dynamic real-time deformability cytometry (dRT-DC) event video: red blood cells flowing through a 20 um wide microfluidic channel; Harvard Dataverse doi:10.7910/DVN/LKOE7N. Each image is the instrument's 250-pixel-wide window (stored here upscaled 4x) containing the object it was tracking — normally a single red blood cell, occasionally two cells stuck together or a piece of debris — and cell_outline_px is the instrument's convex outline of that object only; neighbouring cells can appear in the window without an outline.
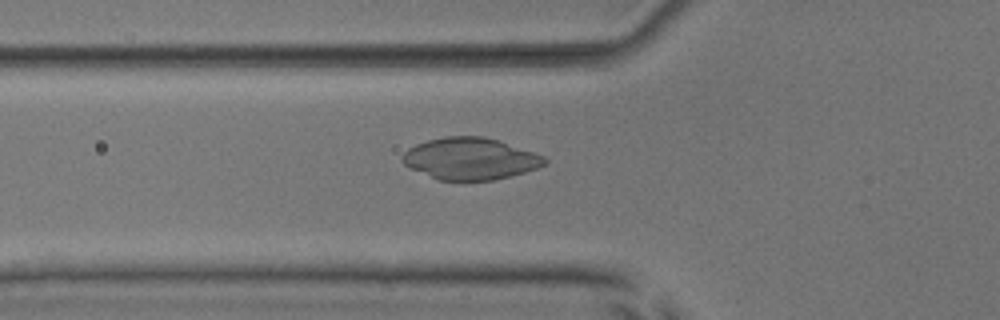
{"species": "common noctule bat (a hibernating species)", "species_latin": "Nyctalus noctula", "temperature_condition": "room temperature", "stored_images_in_passage": 32, "camera_frame_rate_fps": 3000, "um_per_image_px": 0.085, "animal": {"sex": "male", "body_mass_g": 17.9, "forearm_length_mm": 54.2}, "frame": {"image": 1, "passage_image": 2, "time_ms": 0.333, "image_size_px": [1000, 320], "cell_outline_px": [[548, 160], [544, 164], [536, 168], [512, 176], [492, 180], [464, 184], [440, 180], [412, 168], [404, 164], [400, 160], [400, 156], [408, 148], [416, 144], [428, 140], [444, 136], [484, 136], [544, 156]], "centroid_in_image_um": [39.93, 13.52], "position_along_channel_um": 85.9, "area_um2": 35.03}}
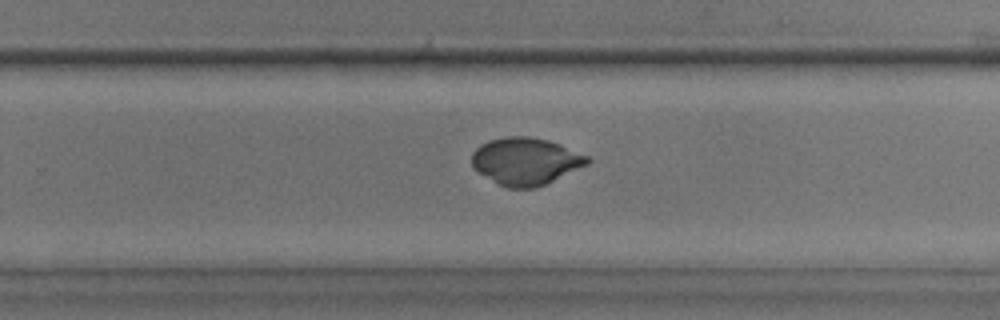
{"frame": {"image": 2, "passage_image": 17, "time_ms": 5.333, "image_size_px": [1000, 320], "cell_outline_px": [[592, 160], [588, 164], [536, 188], [508, 188], [476, 172], [472, 168], [472, 152], [480, 144], [488, 140], [508, 136], [528, 136], [548, 140], [560, 144], [588, 156]], "centroid_in_image_um": [44.65, 13.7], "position_along_channel_um": 285.1, "area_um2": 31.85}}
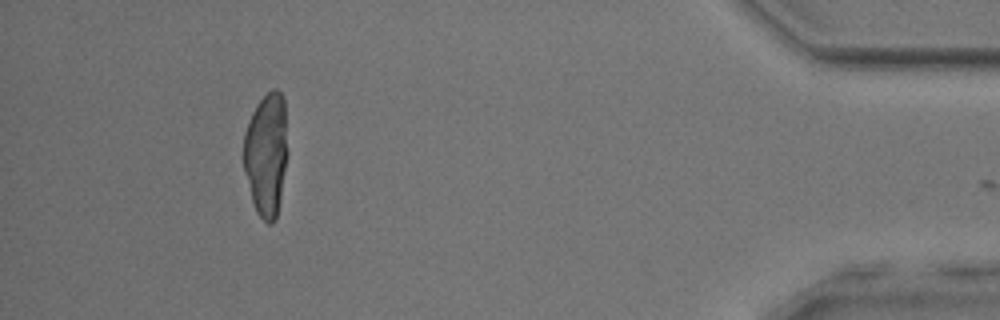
{"frame": {"image": 3, "passage_image": 31, "time_ms": 10.0, "image_size_px": [1000, 320], "cell_outline_px": [[288, 152], [276, 220], [272, 224], [268, 224], [256, 212], [252, 200], [244, 172], [244, 132], [248, 120], [256, 104], [272, 88], [276, 88], [284, 96]], "centroid_in_image_um": [22.64, 13.08], "position_along_channel_um": 412.6, "area_um2": 31.96}}